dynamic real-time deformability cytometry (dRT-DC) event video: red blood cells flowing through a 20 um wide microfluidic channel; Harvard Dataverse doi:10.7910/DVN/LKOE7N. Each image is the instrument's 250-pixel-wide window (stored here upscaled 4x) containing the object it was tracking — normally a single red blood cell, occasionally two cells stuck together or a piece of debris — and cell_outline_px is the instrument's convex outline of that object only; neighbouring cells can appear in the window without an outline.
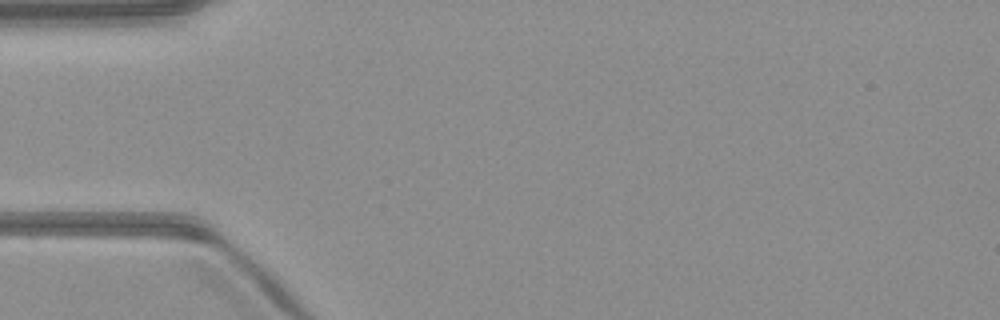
{"species": "common noctule bat (a hibernating species)", "species_latin": "Nyctalus noctula", "temperature_condition": "warm", "stored_images_in_passage": 2, "camera_frame_rate_fps": 3000, "um_per_image_px": 0.085, "animal": {"sex": "male", "body_mass_g": 23.1, "forearm_length_mm": 52.7}, "frame": {"image": 1, "passage_image": 1, "time_ms": 0.0, "image_size_px": [1000, 320], "cell_outline_px": [[220, 276], [68, 260], [36, 256], [48, 252], [196, 256], [212, 264], [220, 272]], "centroid_in_image_um": [12.16, 22.24], "position_along_channel_um": 72.8, "area_um2": 14.8}}